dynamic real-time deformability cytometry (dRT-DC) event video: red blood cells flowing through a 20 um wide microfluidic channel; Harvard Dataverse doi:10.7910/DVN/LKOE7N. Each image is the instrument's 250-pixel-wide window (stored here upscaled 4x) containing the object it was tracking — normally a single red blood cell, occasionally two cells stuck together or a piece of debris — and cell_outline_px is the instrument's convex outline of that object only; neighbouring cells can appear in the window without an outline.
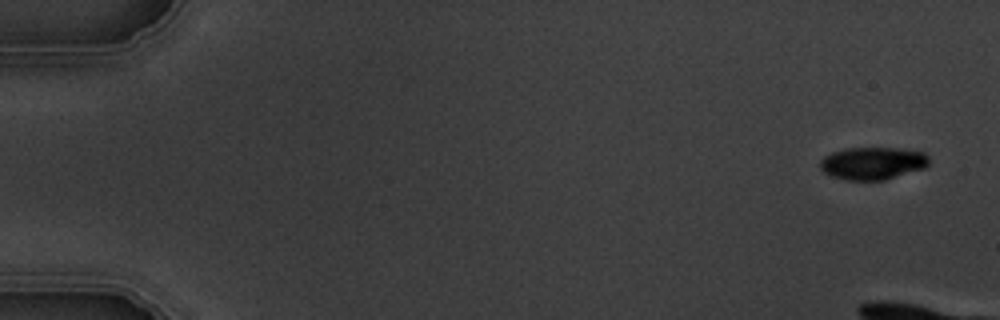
{"species": "common noctule bat (a hibernating species)", "species_latin": "Nyctalus noctula", "temperature_condition": "warm", "stored_images_in_passage": 7, "camera_frame_rate_fps": 3000, "um_per_image_px": 0.085, "animal": {"sex": "male", "body_mass_g": 19.5, "forearm_length_mm": 54.6}, "frame": {"image": 1, "passage_image": 1, "time_ms": 0.0, "image_size_px": [1000, 320], "cell_outline_px": [[928, 164], [924, 168], [884, 180], [844, 180], [832, 176], [824, 172], [820, 168], [820, 160], [824, 156], [832, 152], [844, 148], [896, 148], [924, 152], [928, 156]], "centroid_in_image_um": [74.15, 13.87], "position_along_channel_um": 10.9, "area_um2": 20.63}}